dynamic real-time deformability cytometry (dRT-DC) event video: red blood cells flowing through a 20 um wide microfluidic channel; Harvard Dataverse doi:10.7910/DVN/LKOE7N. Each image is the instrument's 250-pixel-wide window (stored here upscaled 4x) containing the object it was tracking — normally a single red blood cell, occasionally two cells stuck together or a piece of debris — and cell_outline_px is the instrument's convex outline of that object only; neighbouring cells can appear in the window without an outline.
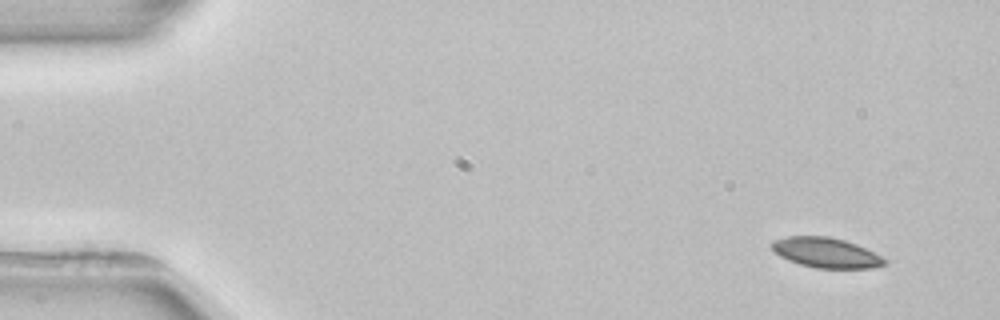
{"species": "common noctule bat (a hibernating species)", "species_latin": "Nyctalus noctula", "temperature_condition": "room temperature", "stored_images_in_passage": 6, "camera_frame_rate_fps": 3000, "um_per_image_px": 0.085, "animal": {"sex": "female", "body_mass_g": 22.7, "forearm_length_mm": 54.2}, "frame": {"image": 1, "passage_image": 1, "time_ms": 0.0, "image_size_px": [1000, 320], "cell_outline_px": [[888, 260], [884, 264], [872, 268], [816, 268], [800, 264], [788, 260], [780, 256], [768, 244], [772, 240], [788, 236], [828, 236], [844, 240], [856, 244]], "centroid_in_image_um": [70.16, 21.47], "position_along_channel_um": 14.8, "area_um2": 19.65}}
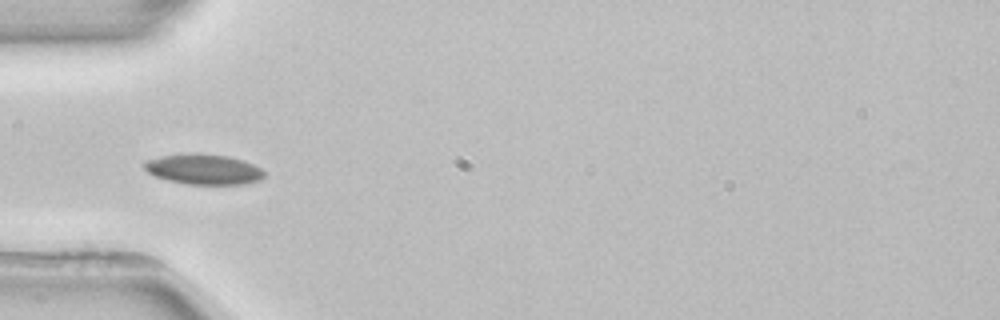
{"frame": {"image": 2, "passage_image": 4, "time_ms": 4.333, "image_size_px": [1000, 320], "cell_outline_px": [[264, 176], [260, 180], [244, 184], [188, 184], [168, 180], [156, 176], [148, 172], [144, 168], [144, 160], [160, 156], [188, 152], [192, 152], [228, 156], [244, 160], [260, 168], [264, 172]], "centroid_in_image_um": [17.29, 14.37], "position_along_channel_um": 67.7, "area_um2": 21.33}}